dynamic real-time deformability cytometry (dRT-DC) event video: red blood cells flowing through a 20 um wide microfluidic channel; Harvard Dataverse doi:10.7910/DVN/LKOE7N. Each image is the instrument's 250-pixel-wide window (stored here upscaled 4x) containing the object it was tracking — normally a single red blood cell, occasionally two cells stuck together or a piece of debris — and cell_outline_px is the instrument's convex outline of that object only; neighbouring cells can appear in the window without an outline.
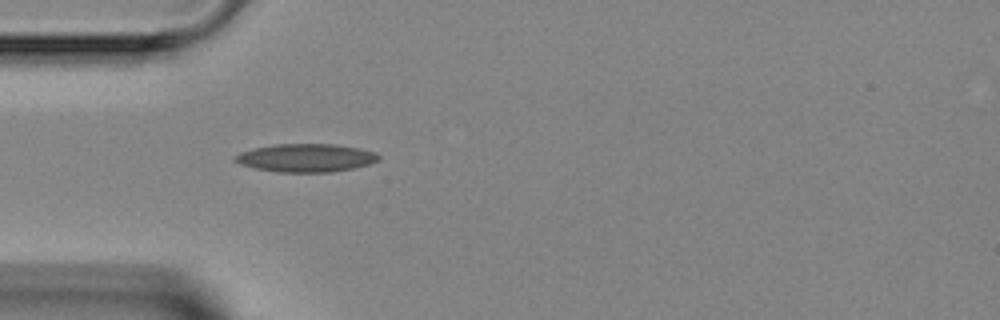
{"species": "Egyptian fruit bat (a non-hibernating species)", "species_latin": "Rousettus aegyptiacus", "temperature_condition": "room temperature", "stored_images_in_passage": 2, "camera_frame_rate_fps": 3000, "um_per_image_px": 0.085, "animal": {"sex": "female"}, "frame": {"image": 1, "passage_image": 2, "time_ms": 1.333, "image_size_px": [1000, 320], "cell_outline_px": [[380, 160], [368, 164], [352, 168], [332, 172], [276, 172], [256, 168], [240, 164], [232, 160], [232, 156], [240, 152], [252, 148], [276, 144], [336, 144], [360, 148], [376, 152], [380, 156]], "centroid_in_image_um": [25.98, 13.41], "position_along_channel_um": 59.0, "area_um2": 23.76}}